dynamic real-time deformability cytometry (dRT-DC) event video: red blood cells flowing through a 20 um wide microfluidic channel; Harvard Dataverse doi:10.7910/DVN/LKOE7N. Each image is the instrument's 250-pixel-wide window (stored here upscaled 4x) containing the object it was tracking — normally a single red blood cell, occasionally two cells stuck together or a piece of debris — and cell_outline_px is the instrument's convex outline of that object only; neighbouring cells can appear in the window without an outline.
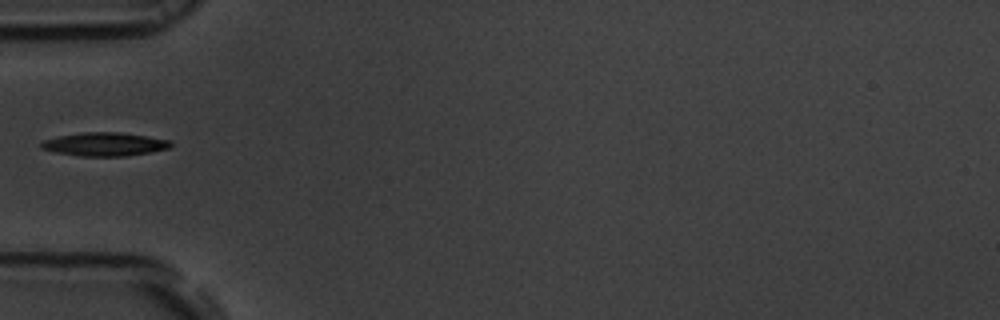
{"species": "common noctule bat (a hibernating species)", "species_latin": "Nyctalus noctula", "temperature_condition": "room temperature", "stored_images_in_passage": 36, "camera_frame_rate_fps": 3000, "um_per_image_px": 0.085, "animal": {"sex": "male", "body_mass_g": 19.5, "forearm_length_mm": 54.6}, "frame": {"image": 1, "passage_image": 1, "time_ms": 0.0, "image_size_px": [1000, 320], "cell_outline_px": [[172, 148], [124, 156], [76, 156], [56, 152], [40, 148], [40, 144], [44, 140], [60, 136], [84, 132], [120, 132], [172, 140]], "centroid_in_image_um": [8.92, 12.26], "position_along_channel_um": 76.1, "area_um2": 17.69}}
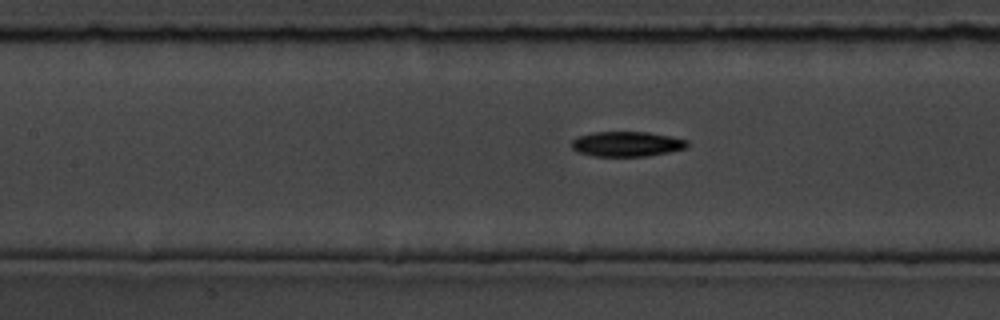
{"frame": {"image": 2, "passage_image": 7, "time_ms": 2.0, "image_size_px": [1000, 320], "cell_outline_px": [[688, 148], [648, 156], [592, 156], [576, 152], [572, 148], [572, 140], [576, 136], [592, 132], [648, 132], [672, 136], [688, 140]], "centroid_in_image_um": [53.27, 12.24], "position_along_channel_um": 154.1, "area_um2": 17.11}}
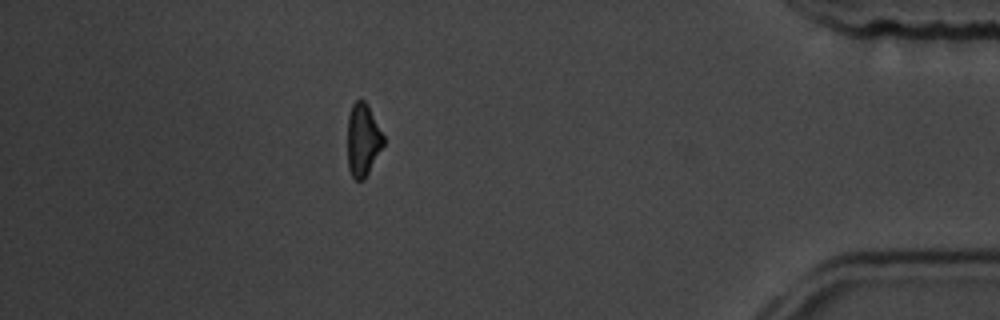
{"frame": {"image": 3, "passage_image": 30, "time_ms": 9.667, "image_size_px": [1000, 320], "cell_outline_px": [[384, 144], [364, 180], [356, 180], [352, 176], [348, 168], [348, 116], [352, 104], [356, 100], [364, 100], [368, 104], [384, 136]], "centroid_in_image_um": [30.84, 11.88], "position_along_channel_um": 404.4, "area_um2": 15.2}}